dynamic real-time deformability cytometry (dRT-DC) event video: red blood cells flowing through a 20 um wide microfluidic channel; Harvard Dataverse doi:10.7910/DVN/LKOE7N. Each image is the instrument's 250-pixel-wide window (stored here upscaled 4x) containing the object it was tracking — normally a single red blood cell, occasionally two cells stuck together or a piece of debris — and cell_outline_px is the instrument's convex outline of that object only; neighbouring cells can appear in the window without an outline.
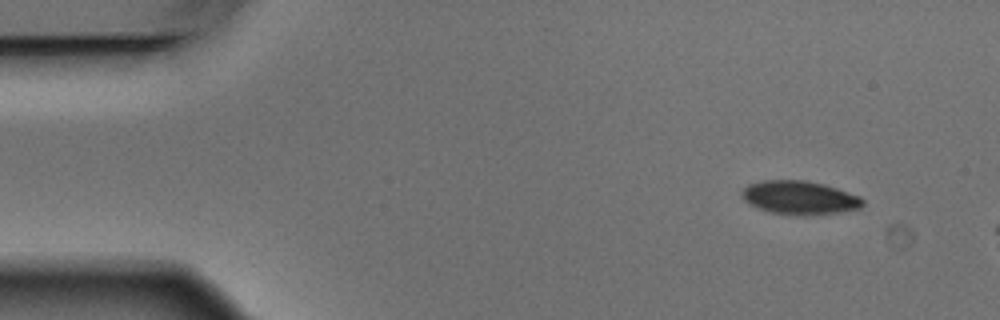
{"species": "Egyptian fruit bat (a non-hibernating species)", "species_latin": "Rousettus aegyptiacus", "temperature_condition": "warm", "stored_images_in_passage": 3, "camera_frame_rate_fps": 3000, "um_per_image_px": 0.085, "animal": {"sex": "male"}, "frame": {"image": 1, "passage_image": 1, "time_ms": 0.0, "image_size_px": [1000, 320], "cell_outline_px": [[864, 204], [860, 208], [836, 212], [804, 216], [772, 212], [748, 204], [740, 196], [740, 192], [748, 184], [760, 180], [804, 180], [824, 184], [860, 196], [864, 200]], "centroid_in_image_um": [67.93, 16.79], "position_along_channel_um": 17.1, "area_um2": 23.64}}